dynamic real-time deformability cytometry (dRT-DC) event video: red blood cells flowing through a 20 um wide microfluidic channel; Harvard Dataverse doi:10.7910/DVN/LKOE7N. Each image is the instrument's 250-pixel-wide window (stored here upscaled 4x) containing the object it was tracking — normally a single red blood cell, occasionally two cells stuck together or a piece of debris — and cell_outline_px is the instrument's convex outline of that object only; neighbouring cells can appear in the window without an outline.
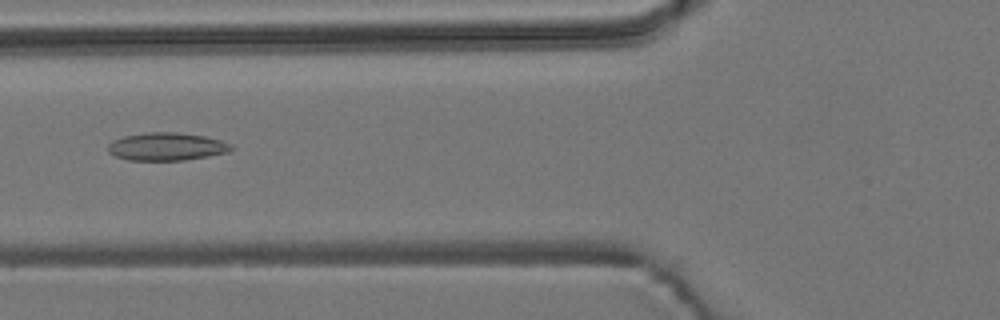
{"species": "common noctule bat (a hibernating species)", "species_latin": "Nyctalus noctula", "temperature_condition": "room temperature", "stored_images_in_passage": 55, "camera_frame_rate_fps": 3000, "um_per_image_px": 0.085, "animal": {"sex": "male", "body_mass_g": 19.2, "forearm_length_mm": 51.8}, "frame": {"image": 1, "passage_image": 21, "time_ms": 6.667, "image_size_px": [1000, 320], "cell_outline_px": [[232, 148], [228, 152], [208, 156], [184, 160], [128, 160], [116, 156], [108, 152], [108, 144], [112, 140], [124, 136], [148, 132], [176, 132], [204, 136], [220, 140], [232, 144]], "centroid_in_image_um": [14.14, 12.46], "position_along_channel_um": 111.7, "area_um2": 19.94}}
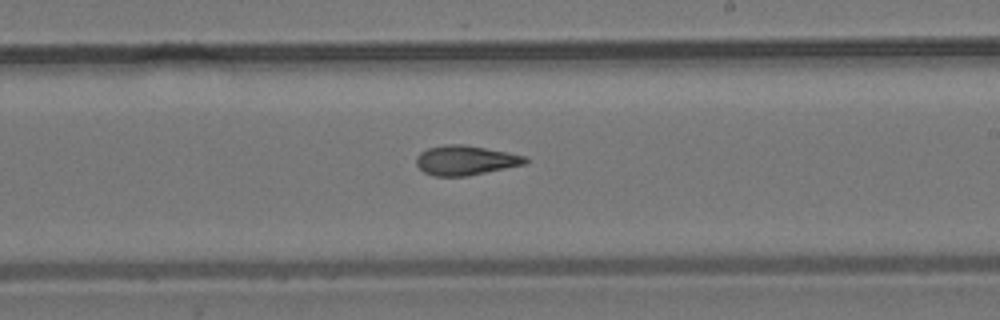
{"frame": {"image": 2, "passage_image": 32, "time_ms": 10.333, "image_size_px": [1000, 320], "cell_outline_px": [[528, 160], [524, 164], [468, 176], [432, 176], [424, 172], [416, 164], [416, 156], [420, 152], [428, 148], [448, 144], [464, 144], [508, 152], [524, 156]], "centroid_in_image_um": [39.53, 13.62], "position_along_channel_um": 249.5, "area_um2": 18.73}}
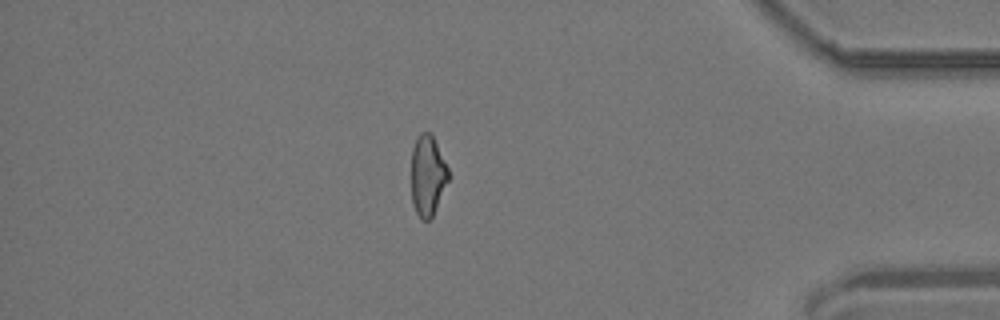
{"frame": {"image": 3, "passage_image": 47, "time_ms": 15.333, "image_size_px": [1000, 320], "cell_outline_px": [[452, 176], [432, 216], [428, 220], [424, 220], [416, 212], [412, 204], [412, 148], [420, 132], [432, 132]], "centroid_in_image_um": [36.39, 14.89], "position_along_channel_um": 398.8, "area_um2": 17.69}, "authors_computed_cell_mechanics": {"area_um2": 19.0162, "velocity_mm_per_s": 3.7498, "shape_relaxation_time_tau1_ms": null, "shape_relaxation_time_tau2_ms": 1.9195, "deformation_change_tau1": null, "deformation_change_tau2": 0.0901}}